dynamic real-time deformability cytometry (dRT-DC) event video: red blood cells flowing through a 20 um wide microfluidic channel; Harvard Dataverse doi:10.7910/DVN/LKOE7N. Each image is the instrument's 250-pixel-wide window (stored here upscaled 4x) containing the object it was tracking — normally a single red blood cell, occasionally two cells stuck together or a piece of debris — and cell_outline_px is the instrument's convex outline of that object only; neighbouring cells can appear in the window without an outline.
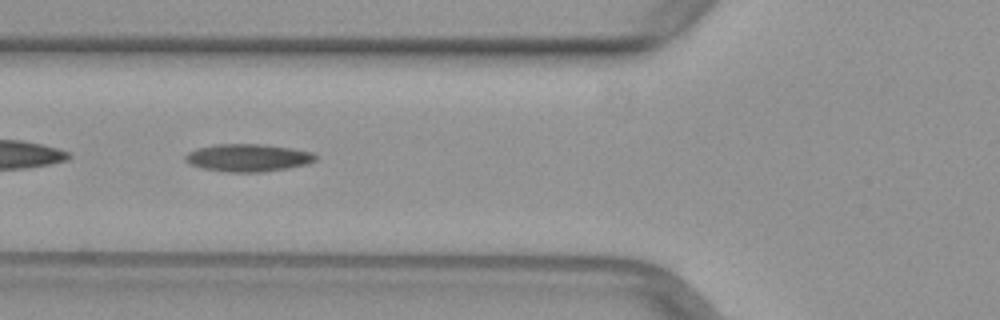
{"species": "common noctule bat (a hibernating species)", "species_latin": "Nyctalus noctula", "temperature_condition": "warm", "stored_images_in_passage": 42, "camera_frame_rate_fps": 3000, "um_per_image_px": 0.085, "animal": {"sex": "female", "body_mass_g": 29.2, "forearm_length_mm": 56.3}, "frame": {"image": 1, "passage_image": 18, "time_ms": 5.667, "image_size_px": [1000, 320], "cell_outline_px": [[316, 160], [308, 164], [288, 168], [260, 172], [228, 172], [200, 168], [184, 160], [184, 156], [188, 152], [196, 148], [216, 144], [260, 144], [292, 148], [312, 152], [316, 156]], "centroid_in_image_um": [21.07, 13.41], "position_along_channel_um": 104.7, "area_um2": 20.98}}
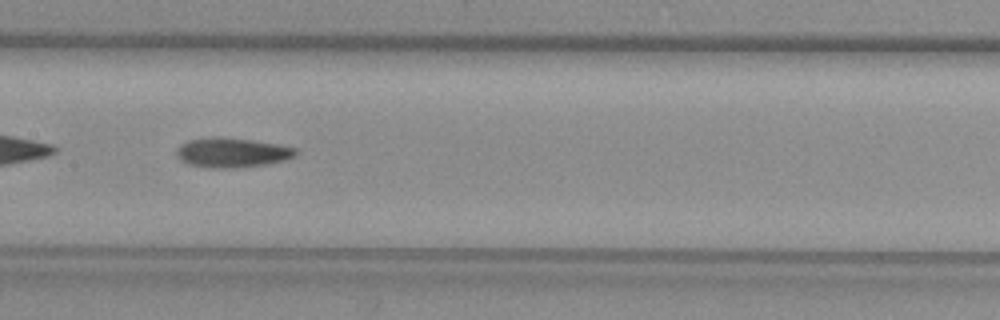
{"frame": {"image": 2, "passage_image": 24, "time_ms": 7.667, "image_size_px": [1000, 320], "cell_outline_px": [[296, 156], [284, 160], [268, 164], [232, 168], [208, 168], [188, 164], [180, 160], [176, 156], [176, 148], [188, 140], [252, 140], [296, 148]], "centroid_in_image_um": [19.73, 13.03], "position_along_channel_um": 187.7, "area_um2": 19.65}}
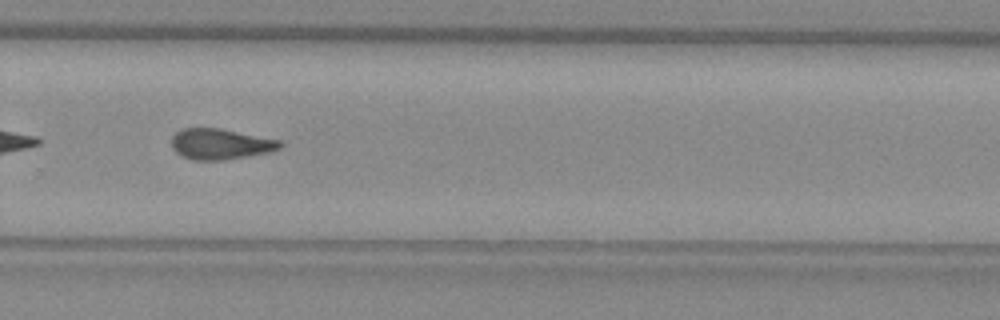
{"frame": {"image": 3, "passage_image": 33, "time_ms": 10.667, "image_size_px": [1000, 320], "cell_outline_px": [[284, 144], [280, 148], [268, 152], [224, 160], [192, 160], [180, 156], [172, 148], [172, 136], [176, 132], [184, 128], [220, 128], [280, 140]], "centroid_in_image_um": [18.71, 12.24], "position_along_channel_um": 311.1, "area_um2": 19.42}}